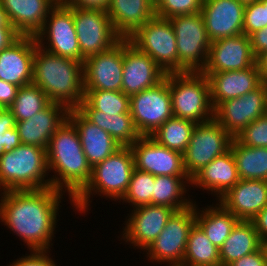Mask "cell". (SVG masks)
<instances>
[{
	"label": "cell",
	"mask_w": 267,
	"mask_h": 266,
	"mask_svg": "<svg viewBox=\"0 0 267 266\" xmlns=\"http://www.w3.org/2000/svg\"><path fill=\"white\" fill-rule=\"evenodd\" d=\"M0 193V222L19 236L30 251H49L64 192L49 187Z\"/></svg>",
	"instance_id": "6da1fadb"
},
{
	"label": "cell",
	"mask_w": 267,
	"mask_h": 266,
	"mask_svg": "<svg viewBox=\"0 0 267 266\" xmlns=\"http://www.w3.org/2000/svg\"><path fill=\"white\" fill-rule=\"evenodd\" d=\"M46 154L48 171L55 174L50 177L51 187L67 192L73 205L72 199L89 182L92 167L83 151L78 131L68 118L50 138Z\"/></svg>",
	"instance_id": "7a4b0ae2"
},
{
	"label": "cell",
	"mask_w": 267,
	"mask_h": 266,
	"mask_svg": "<svg viewBox=\"0 0 267 266\" xmlns=\"http://www.w3.org/2000/svg\"><path fill=\"white\" fill-rule=\"evenodd\" d=\"M32 83L38 85L51 102L76 109L84 100L83 62L52 54L36 41Z\"/></svg>",
	"instance_id": "3957f363"
},
{
	"label": "cell",
	"mask_w": 267,
	"mask_h": 266,
	"mask_svg": "<svg viewBox=\"0 0 267 266\" xmlns=\"http://www.w3.org/2000/svg\"><path fill=\"white\" fill-rule=\"evenodd\" d=\"M134 169L131 148L120 147L103 162L92 167L90 180L72 199V207L79 213L88 212L93 194L104 195L114 201L121 200L128 190Z\"/></svg>",
	"instance_id": "277c9868"
},
{
	"label": "cell",
	"mask_w": 267,
	"mask_h": 266,
	"mask_svg": "<svg viewBox=\"0 0 267 266\" xmlns=\"http://www.w3.org/2000/svg\"><path fill=\"white\" fill-rule=\"evenodd\" d=\"M48 176L46 150L39 146L20 144L0 157V192L49 188Z\"/></svg>",
	"instance_id": "5b68a950"
},
{
	"label": "cell",
	"mask_w": 267,
	"mask_h": 266,
	"mask_svg": "<svg viewBox=\"0 0 267 266\" xmlns=\"http://www.w3.org/2000/svg\"><path fill=\"white\" fill-rule=\"evenodd\" d=\"M173 116L195 123L214 118L208 77L202 72L168 73Z\"/></svg>",
	"instance_id": "8992f818"
},
{
	"label": "cell",
	"mask_w": 267,
	"mask_h": 266,
	"mask_svg": "<svg viewBox=\"0 0 267 266\" xmlns=\"http://www.w3.org/2000/svg\"><path fill=\"white\" fill-rule=\"evenodd\" d=\"M173 26L178 54V72H202L211 41L201 12L169 18Z\"/></svg>",
	"instance_id": "52a82bcc"
},
{
	"label": "cell",
	"mask_w": 267,
	"mask_h": 266,
	"mask_svg": "<svg viewBox=\"0 0 267 266\" xmlns=\"http://www.w3.org/2000/svg\"><path fill=\"white\" fill-rule=\"evenodd\" d=\"M195 224V203L174 211L163 231L146 249L148 261L167 266H182L190 229Z\"/></svg>",
	"instance_id": "ba28073f"
},
{
	"label": "cell",
	"mask_w": 267,
	"mask_h": 266,
	"mask_svg": "<svg viewBox=\"0 0 267 266\" xmlns=\"http://www.w3.org/2000/svg\"><path fill=\"white\" fill-rule=\"evenodd\" d=\"M128 40L148 54L165 73L178 72L176 36L169 19L154 16Z\"/></svg>",
	"instance_id": "9c48e42d"
},
{
	"label": "cell",
	"mask_w": 267,
	"mask_h": 266,
	"mask_svg": "<svg viewBox=\"0 0 267 266\" xmlns=\"http://www.w3.org/2000/svg\"><path fill=\"white\" fill-rule=\"evenodd\" d=\"M233 137L213 118L196 124L183 153L184 169L191 179L216 157L230 150Z\"/></svg>",
	"instance_id": "30bf717a"
},
{
	"label": "cell",
	"mask_w": 267,
	"mask_h": 266,
	"mask_svg": "<svg viewBox=\"0 0 267 266\" xmlns=\"http://www.w3.org/2000/svg\"><path fill=\"white\" fill-rule=\"evenodd\" d=\"M130 115L141 136H150L164 122L173 117L168 73L154 87L130 97Z\"/></svg>",
	"instance_id": "8fae6325"
},
{
	"label": "cell",
	"mask_w": 267,
	"mask_h": 266,
	"mask_svg": "<svg viewBox=\"0 0 267 266\" xmlns=\"http://www.w3.org/2000/svg\"><path fill=\"white\" fill-rule=\"evenodd\" d=\"M35 38L42 49L58 56L81 61L73 7H68L60 0L50 9L43 28Z\"/></svg>",
	"instance_id": "7c38bea8"
},
{
	"label": "cell",
	"mask_w": 267,
	"mask_h": 266,
	"mask_svg": "<svg viewBox=\"0 0 267 266\" xmlns=\"http://www.w3.org/2000/svg\"><path fill=\"white\" fill-rule=\"evenodd\" d=\"M73 17L81 62L110 49L122 39L114 29L107 10L73 8Z\"/></svg>",
	"instance_id": "4fadbf2b"
},
{
	"label": "cell",
	"mask_w": 267,
	"mask_h": 266,
	"mask_svg": "<svg viewBox=\"0 0 267 266\" xmlns=\"http://www.w3.org/2000/svg\"><path fill=\"white\" fill-rule=\"evenodd\" d=\"M267 84L238 98L219 103L214 108V119L234 138L251 122L266 114Z\"/></svg>",
	"instance_id": "5bb4252c"
},
{
	"label": "cell",
	"mask_w": 267,
	"mask_h": 266,
	"mask_svg": "<svg viewBox=\"0 0 267 266\" xmlns=\"http://www.w3.org/2000/svg\"><path fill=\"white\" fill-rule=\"evenodd\" d=\"M84 90L122 91L123 38L83 62Z\"/></svg>",
	"instance_id": "9a60e30c"
},
{
	"label": "cell",
	"mask_w": 267,
	"mask_h": 266,
	"mask_svg": "<svg viewBox=\"0 0 267 266\" xmlns=\"http://www.w3.org/2000/svg\"><path fill=\"white\" fill-rule=\"evenodd\" d=\"M130 148L137 170L154 176H188L183 154L160 145L150 136H141Z\"/></svg>",
	"instance_id": "2e32d148"
},
{
	"label": "cell",
	"mask_w": 267,
	"mask_h": 266,
	"mask_svg": "<svg viewBox=\"0 0 267 266\" xmlns=\"http://www.w3.org/2000/svg\"><path fill=\"white\" fill-rule=\"evenodd\" d=\"M166 73L146 53L140 51L128 38H123L122 92L127 96L154 87Z\"/></svg>",
	"instance_id": "e0dca14e"
},
{
	"label": "cell",
	"mask_w": 267,
	"mask_h": 266,
	"mask_svg": "<svg viewBox=\"0 0 267 266\" xmlns=\"http://www.w3.org/2000/svg\"><path fill=\"white\" fill-rule=\"evenodd\" d=\"M128 214L122 231V239L138 249H146L166 226L168 218L175 211L167 206L142 205ZM128 220V221H127Z\"/></svg>",
	"instance_id": "ac0fdd59"
},
{
	"label": "cell",
	"mask_w": 267,
	"mask_h": 266,
	"mask_svg": "<svg viewBox=\"0 0 267 266\" xmlns=\"http://www.w3.org/2000/svg\"><path fill=\"white\" fill-rule=\"evenodd\" d=\"M255 63L256 57L251 50L250 37L239 34L211 42L202 73L245 70Z\"/></svg>",
	"instance_id": "d6986e66"
},
{
	"label": "cell",
	"mask_w": 267,
	"mask_h": 266,
	"mask_svg": "<svg viewBox=\"0 0 267 266\" xmlns=\"http://www.w3.org/2000/svg\"><path fill=\"white\" fill-rule=\"evenodd\" d=\"M244 8L238 0H204L201 15L209 40L243 34Z\"/></svg>",
	"instance_id": "ffe728a7"
},
{
	"label": "cell",
	"mask_w": 267,
	"mask_h": 266,
	"mask_svg": "<svg viewBox=\"0 0 267 266\" xmlns=\"http://www.w3.org/2000/svg\"><path fill=\"white\" fill-rule=\"evenodd\" d=\"M35 36L20 35L0 51V79L22 87L32 83Z\"/></svg>",
	"instance_id": "44dd1931"
},
{
	"label": "cell",
	"mask_w": 267,
	"mask_h": 266,
	"mask_svg": "<svg viewBox=\"0 0 267 266\" xmlns=\"http://www.w3.org/2000/svg\"><path fill=\"white\" fill-rule=\"evenodd\" d=\"M216 201L237 219L252 221L267 206V181L240 179Z\"/></svg>",
	"instance_id": "7402d4cb"
},
{
	"label": "cell",
	"mask_w": 267,
	"mask_h": 266,
	"mask_svg": "<svg viewBox=\"0 0 267 266\" xmlns=\"http://www.w3.org/2000/svg\"><path fill=\"white\" fill-rule=\"evenodd\" d=\"M68 112L65 105L51 102L32 118L16 122L21 143L47 150L50 138L68 118Z\"/></svg>",
	"instance_id": "603a6c76"
},
{
	"label": "cell",
	"mask_w": 267,
	"mask_h": 266,
	"mask_svg": "<svg viewBox=\"0 0 267 266\" xmlns=\"http://www.w3.org/2000/svg\"><path fill=\"white\" fill-rule=\"evenodd\" d=\"M203 74L209 80L213 108L253 91L263 83L257 62L245 70Z\"/></svg>",
	"instance_id": "cb8c5ba5"
},
{
	"label": "cell",
	"mask_w": 267,
	"mask_h": 266,
	"mask_svg": "<svg viewBox=\"0 0 267 266\" xmlns=\"http://www.w3.org/2000/svg\"><path fill=\"white\" fill-rule=\"evenodd\" d=\"M68 119L78 131L83 151L91 167L103 162L121 147L108 132L91 123L77 109H69Z\"/></svg>",
	"instance_id": "d4e9b609"
},
{
	"label": "cell",
	"mask_w": 267,
	"mask_h": 266,
	"mask_svg": "<svg viewBox=\"0 0 267 266\" xmlns=\"http://www.w3.org/2000/svg\"><path fill=\"white\" fill-rule=\"evenodd\" d=\"M59 0H0L10 24L20 35L35 36Z\"/></svg>",
	"instance_id": "484cf974"
},
{
	"label": "cell",
	"mask_w": 267,
	"mask_h": 266,
	"mask_svg": "<svg viewBox=\"0 0 267 266\" xmlns=\"http://www.w3.org/2000/svg\"><path fill=\"white\" fill-rule=\"evenodd\" d=\"M240 180L232 151L216 157L191 178L192 187L210 191L219 199ZM202 187V188H201Z\"/></svg>",
	"instance_id": "4316f807"
},
{
	"label": "cell",
	"mask_w": 267,
	"mask_h": 266,
	"mask_svg": "<svg viewBox=\"0 0 267 266\" xmlns=\"http://www.w3.org/2000/svg\"><path fill=\"white\" fill-rule=\"evenodd\" d=\"M107 14L122 38L130 37L138 28L155 16L150 0H110Z\"/></svg>",
	"instance_id": "83f0119b"
},
{
	"label": "cell",
	"mask_w": 267,
	"mask_h": 266,
	"mask_svg": "<svg viewBox=\"0 0 267 266\" xmlns=\"http://www.w3.org/2000/svg\"><path fill=\"white\" fill-rule=\"evenodd\" d=\"M262 247V240L252 221L240 220L230 235L219 248V258L222 266H228L235 260L249 255Z\"/></svg>",
	"instance_id": "f1b7e54d"
},
{
	"label": "cell",
	"mask_w": 267,
	"mask_h": 266,
	"mask_svg": "<svg viewBox=\"0 0 267 266\" xmlns=\"http://www.w3.org/2000/svg\"><path fill=\"white\" fill-rule=\"evenodd\" d=\"M195 202V223L204 231L210 241L220 248L230 235L235 225L240 221L219 202L207 208H197Z\"/></svg>",
	"instance_id": "f546056e"
},
{
	"label": "cell",
	"mask_w": 267,
	"mask_h": 266,
	"mask_svg": "<svg viewBox=\"0 0 267 266\" xmlns=\"http://www.w3.org/2000/svg\"><path fill=\"white\" fill-rule=\"evenodd\" d=\"M91 123L108 132L121 147H130L141 135L130 113L104 114L97 110H78Z\"/></svg>",
	"instance_id": "4dcf8cb0"
},
{
	"label": "cell",
	"mask_w": 267,
	"mask_h": 266,
	"mask_svg": "<svg viewBox=\"0 0 267 266\" xmlns=\"http://www.w3.org/2000/svg\"><path fill=\"white\" fill-rule=\"evenodd\" d=\"M188 184H191L188 176H155L152 205L167 206L175 211L190 207L194 202L186 197Z\"/></svg>",
	"instance_id": "1f68e13d"
},
{
	"label": "cell",
	"mask_w": 267,
	"mask_h": 266,
	"mask_svg": "<svg viewBox=\"0 0 267 266\" xmlns=\"http://www.w3.org/2000/svg\"><path fill=\"white\" fill-rule=\"evenodd\" d=\"M230 150L240 179L267 181V148L248 147L234 138Z\"/></svg>",
	"instance_id": "d6a6232c"
},
{
	"label": "cell",
	"mask_w": 267,
	"mask_h": 266,
	"mask_svg": "<svg viewBox=\"0 0 267 266\" xmlns=\"http://www.w3.org/2000/svg\"><path fill=\"white\" fill-rule=\"evenodd\" d=\"M219 248L195 223L190 229L182 266H219Z\"/></svg>",
	"instance_id": "836d02e7"
},
{
	"label": "cell",
	"mask_w": 267,
	"mask_h": 266,
	"mask_svg": "<svg viewBox=\"0 0 267 266\" xmlns=\"http://www.w3.org/2000/svg\"><path fill=\"white\" fill-rule=\"evenodd\" d=\"M196 124L191 120L173 116L164 122L150 137L160 145L183 154L190 142Z\"/></svg>",
	"instance_id": "e575fe53"
},
{
	"label": "cell",
	"mask_w": 267,
	"mask_h": 266,
	"mask_svg": "<svg viewBox=\"0 0 267 266\" xmlns=\"http://www.w3.org/2000/svg\"><path fill=\"white\" fill-rule=\"evenodd\" d=\"M130 97L122 91L84 90V100L77 110H97L104 114L130 113Z\"/></svg>",
	"instance_id": "d590c367"
},
{
	"label": "cell",
	"mask_w": 267,
	"mask_h": 266,
	"mask_svg": "<svg viewBox=\"0 0 267 266\" xmlns=\"http://www.w3.org/2000/svg\"><path fill=\"white\" fill-rule=\"evenodd\" d=\"M51 101L48 96L33 83L18 88L15 100L9 109L15 121H23L32 118L35 114L46 108Z\"/></svg>",
	"instance_id": "8d00e7d4"
},
{
	"label": "cell",
	"mask_w": 267,
	"mask_h": 266,
	"mask_svg": "<svg viewBox=\"0 0 267 266\" xmlns=\"http://www.w3.org/2000/svg\"><path fill=\"white\" fill-rule=\"evenodd\" d=\"M154 182V175L135 168L132 172L128 190L120 201L129 203L133 208L152 204Z\"/></svg>",
	"instance_id": "74e56055"
},
{
	"label": "cell",
	"mask_w": 267,
	"mask_h": 266,
	"mask_svg": "<svg viewBox=\"0 0 267 266\" xmlns=\"http://www.w3.org/2000/svg\"><path fill=\"white\" fill-rule=\"evenodd\" d=\"M204 0H157L154 4L155 16L169 19L173 16L201 12Z\"/></svg>",
	"instance_id": "f35d334b"
},
{
	"label": "cell",
	"mask_w": 267,
	"mask_h": 266,
	"mask_svg": "<svg viewBox=\"0 0 267 266\" xmlns=\"http://www.w3.org/2000/svg\"><path fill=\"white\" fill-rule=\"evenodd\" d=\"M15 126L16 121L12 111L9 108H3L0 111V157L22 144Z\"/></svg>",
	"instance_id": "ab89813d"
},
{
	"label": "cell",
	"mask_w": 267,
	"mask_h": 266,
	"mask_svg": "<svg viewBox=\"0 0 267 266\" xmlns=\"http://www.w3.org/2000/svg\"><path fill=\"white\" fill-rule=\"evenodd\" d=\"M234 138L248 147L267 148V114L251 122Z\"/></svg>",
	"instance_id": "60d3db41"
},
{
	"label": "cell",
	"mask_w": 267,
	"mask_h": 266,
	"mask_svg": "<svg viewBox=\"0 0 267 266\" xmlns=\"http://www.w3.org/2000/svg\"><path fill=\"white\" fill-rule=\"evenodd\" d=\"M266 27L264 0L245 5L243 19V34L250 36L255 31Z\"/></svg>",
	"instance_id": "b9f144b4"
},
{
	"label": "cell",
	"mask_w": 267,
	"mask_h": 266,
	"mask_svg": "<svg viewBox=\"0 0 267 266\" xmlns=\"http://www.w3.org/2000/svg\"><path fill=\"white\" fill-rule=\"evenodd\" d=\"M30 254L16 259L8 266H57L48 250H33ZM49 253V254H48Z\"/></svg>",
	"instance_id": "7bdbcfd3"
},
{
	"label": "cell",
	"mask_w": 267,
	"mask_h": 266,
	"mask_svg": "<svg viewBox=\"0 0 267 266\" xmlns=\"http://www.w3.org/2000/svg\"><path fill=\"white\" fill-rule=\"evenodd\" d=\"M228 266H267V261L261 247L259 250L235 260Z\"/></svg>",
	"instance_id": "ee69618b"
},
{
	"label": "cell",
	"mask_w": 267,
	"mask_h": 266,
	"mask_svg": "<svg viewBox=\"0 0 267 266\" xmlns=\"http://www.w3.org/2000/svg\"><path fill=\"white\" fill-rule=\"evenodd\" d=\"M18 86L0 79V105L9 108L16 98Z\"/></svg>",
	"instance_id": "f6af8a7d"
},
{
	"label": "cell",
	"mask_w": 267,
	"mask_h": 266,
	"mask_svg": "<svg viewBox=\"0 0 267 266\" xmlns=\"http://www.w3.org/2000/svg\"><path fill=\"white\" fill-rule=\"evenodd\" d=\"M68 7L107 10L110 0H60Z\"/></svg>",
	"instance_id": "bcb514c9"
},
{
	"label": "cell",
	"mask_w": 267,
	"mask_h": 266,
	"mask_svg": "<svg viewBox=\"0 0 267 266\" xmlns=\"http://www.w3.org/2000/svg\"><path fill=\"white\" fill-rule=\"evenodd\" d=\"M251 50L257 58L262 52L267 49V27L255 31L250 36Z\"/></svg>",
	"instance_id": "7dc6e473"
},
{
	"label": "cell",
	"mask_w": 267,
	"mask_h": 266,
	"mask_svg": "<svg viewBox=\"0 0 267 266\" xmlns=\"http://www.w3.org/2000/svg\"><path fill=\"white\" fill-rule=\"evenodd\" d=\"M261 240L267 238V206L261 210L252 220Z\"/></svg>",
	"instance_id": "c3c4849f"
},
{
	"label": "cell",
	"mask_w": 267,
	"mask_h": 266,
	"mask_svg": "<svg viewBox=\"0 0 267 266\" xmlns=\"http://www.w3.org/2000/svg\"><path fill=\"white\" fill-rule=\"evenodd\" d=\"M19 36L14 27H0V51L12 44Z\"/></svg>",
	"instance_id": "681fc988"
},
{
	"label": "cell",
	"mask_w": 267,
	"mask_h": 266,
	"mask_svg": "<svg viewBox=\"0 0 267 266\" xmlns=\"http://www.w3.org/2000/svg\"><path fill=\"white\" fill-rule=\"evenodd\" d=\"M256 62L259 67L261 79L267 84V49L256 58Z\"/></svg>",
	"instance_id": "f907efd6"
},
{
	"label": "cell",
	"mask_w": 267,
	"mask_h": 266,
	"mask_svg": "<svg viewBox=\"0 0 267 266\" xmlns=\"http://www.w3.org/2000/svg\"><path fill=\"white\" fill-rule=\"evenodd\" d=\"M0 27H13L10 24L8 17L6 15V12L3 9V7L1 6V3H0Z\"/></svg>",
	"instance_id": "816d5d0a"
},
{
	"label": "cell",
	"mask_w": 267,
	"mask_h": 266,
	"mask_svg": "<svg viewBox=\"0 0 267 266\" xmlns=\"http://www.w3.org/2000/svg\"><path fill=\"white\" fill-rule=\"evenodd\" d=\"M262 249L265 253L266 261H267V238L262 240Z\"/></svg>",
	"instance_id": "f5cc1de1"
},
{
	"label": "cell",
	"mask_w": 267,
	"mask_h": 266,
	"mask_svg": "<svg viewBox=\"0 0 267 266\" xmlns=\"http://www.w3.org/2000/svg\"><path fill=\"white\" fill-rule=\"evenodd\" d=\"M238 1L241 2L244 5H248V4L254 3V2L258 1V0H238Z\"/></svg>",
	"instance_id": "db71d44e"
},
{
	"label": "cell",
	"mask_w": 267,
	"mask_h": 266,
	"mask_svg": "<svg viewBox=\"0 0 267 266\" xmlns=\"http://www.w3.org/2000/svg\"><path fill=\"white\" fill-rule=\"evenodd\" d=\"M264 9H265V15H266V27H267V0H264Z\"/></svg>",
	"instance_id": "11a10c76"
}]
</instances>
